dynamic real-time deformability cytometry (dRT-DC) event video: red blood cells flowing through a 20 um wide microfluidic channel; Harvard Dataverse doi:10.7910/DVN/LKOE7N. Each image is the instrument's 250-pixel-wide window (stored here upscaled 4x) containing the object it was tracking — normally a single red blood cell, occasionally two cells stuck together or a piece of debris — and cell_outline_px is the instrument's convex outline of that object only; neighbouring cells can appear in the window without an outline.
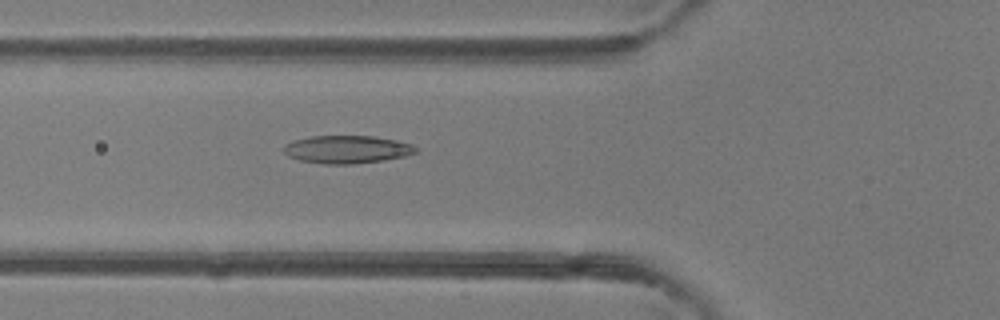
{"species": "common noctule bat (a hibernating species)", "species_latin": "Nyctalus noctula", "temperature_condition": "room temperature", "stored_images_in_passage": 46, "camera_frame_rate_fps": 3000, "um_per_image_px": 0.085, "animal": {"sex": "female"}, "frame": {"image": 1, "passage_image": 17, "time_ms": 5.333, "image_size_px": [1000, 320], "cell_outline_px": [[416, 152], [404, 156], [384, 160], [352, 164], [324, 164], [300, 160], [288, 156], [284, 152], [284, 144], [308, 136], [372, 136], [396, 140], [412, 144], [416, 148]], "centroid_in_image_um": [29.47, 12.7], "position_along_channel_um": 96.3, "area_um2": 21.33}}
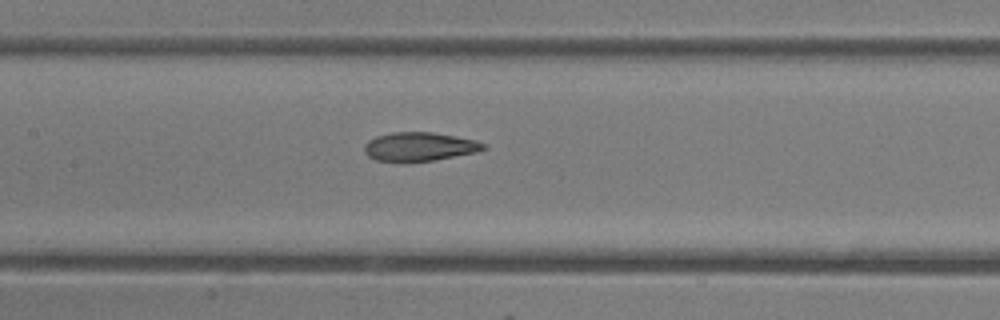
{"frame": {"image": 2, "passage_image": 22, "time_ms": 7.0, "image_size_px": [1000, 320], "cell_outline_px": [[488, 148], [476, 152], [432, 160], [404, 164], [376, 160], [368, 156], [364, 152], [364, 144], [368, 140], [376, 136], [392, 132], [432, 132], [456, 136], [476, 140], [484, 144]], "centroid_in_image_um": [35.6, 12.48], "position_along_channel_um": 171.8, "area_um2": 20.4}}
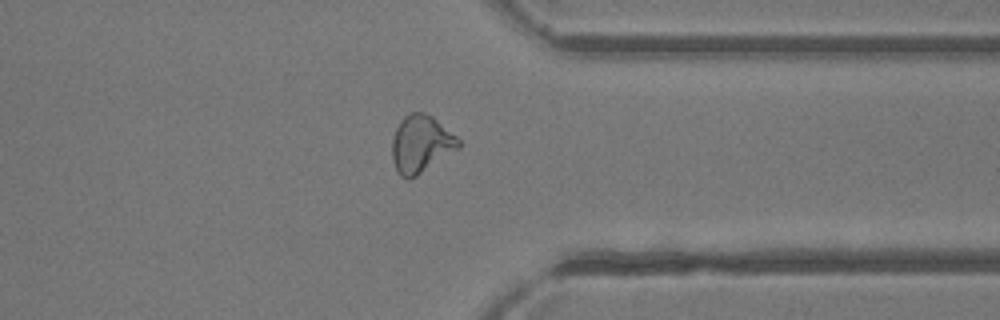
{"frame": {"image": 3, "passage_image": 36, "time_ms": 11.667, "image_size_px": [1000, 320], "cell_outline_px": [[460, 148], [416, 176], [408, 180], [400, 176], [396, 172], [392, 160], [392, 140], [396, 128], [400, 120], [404, 116], [412, 112], [424, 112], [432, 116], [456, 136], [460, 140]], "centroid_in_image_um": [35.76, 12.25], "position_along_channel_um": 375.6, "area_um2": 22.31}, "authors_computed_cell_mechanics": {"area_um2": 21.7617, "velocity_mm_per_s": 4.4581, "shape_relaxation_time_tau1_ms": null, "shape_relaxation_time_tau2_ms": 1.6572, "deformation_change_tau1": null, "deformation_change_tau2": 0.0916}}